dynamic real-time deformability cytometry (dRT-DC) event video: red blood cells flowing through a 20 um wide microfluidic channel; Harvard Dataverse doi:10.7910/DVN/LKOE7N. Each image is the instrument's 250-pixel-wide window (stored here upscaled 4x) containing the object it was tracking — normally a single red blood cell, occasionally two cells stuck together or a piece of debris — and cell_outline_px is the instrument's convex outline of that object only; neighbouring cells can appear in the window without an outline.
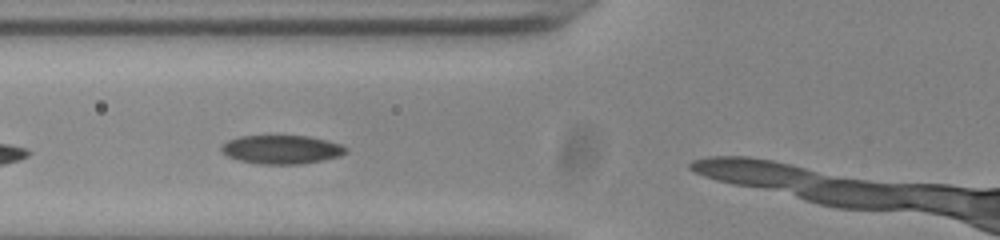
{"species": "common noctule bat (a hibernating species)", "species_latin": "Nyctalus noctula", "temperature_condition": "room temperature", "stored_images_in_passage": 10, "camera_frame_rate_fps": 3000, "um_per_image_px": 0.085, "animal": {"sex": "male", "body_mass_g": 20.0, "forearm_length_mm": 53.3}, "frame": {"image": 1, "passage_image": 6, "time_ms": 1.667, "image_size_px": [1000, 240], "cell_outline_px": [[348, 152], [340, 156], [300, 164], [260, 164], [240, 160], [228, 156], [220, 152], [220, 148], [228, 140], [240, 136], [308, 136], [340, 144], [348, 148]], "centroid_in_image_um": [23.93, 12.71], "position_along_channel_um": 101.9, "area_um2": 20.63}}